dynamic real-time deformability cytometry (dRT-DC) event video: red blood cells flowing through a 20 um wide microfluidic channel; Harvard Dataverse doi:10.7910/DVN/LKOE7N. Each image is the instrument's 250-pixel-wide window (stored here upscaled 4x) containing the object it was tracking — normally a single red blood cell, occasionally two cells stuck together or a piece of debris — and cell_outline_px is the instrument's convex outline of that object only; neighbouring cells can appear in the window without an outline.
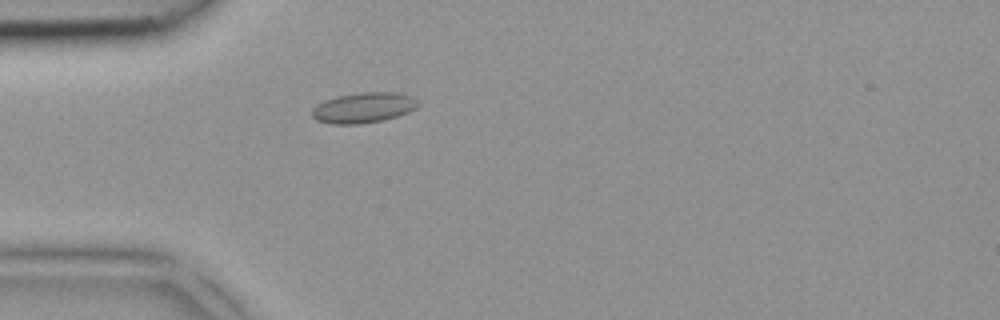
{"species": "common noctule bat (a hibernating species)", "species_latin": "Nyctalus noctula", "temperature_condition": "room temperature", "stored_images_in_passage": 3, "camera_frame_rate_fps": 3000, "um_per_image_px": 0.085, "animal": {"sex": "female", "body_mass_g": 18.4}, "frame": {"image": 1, "passage_image": 3, "time_ms": 0.667, "image_size_px": [1000, 320], "cell_outline_px": [[420, 104], [416, 108], [408, 112], [384, 120], [356, 124], [332, 124], [316, 120], [312, 116], [312, 108], [336, 96], [360, 92], [396, 92], [412, 96]], "centroid_in_image_um": [30.92, 9.15], "position_along_channel_um": 54.1, "area_um2": 18.67}}